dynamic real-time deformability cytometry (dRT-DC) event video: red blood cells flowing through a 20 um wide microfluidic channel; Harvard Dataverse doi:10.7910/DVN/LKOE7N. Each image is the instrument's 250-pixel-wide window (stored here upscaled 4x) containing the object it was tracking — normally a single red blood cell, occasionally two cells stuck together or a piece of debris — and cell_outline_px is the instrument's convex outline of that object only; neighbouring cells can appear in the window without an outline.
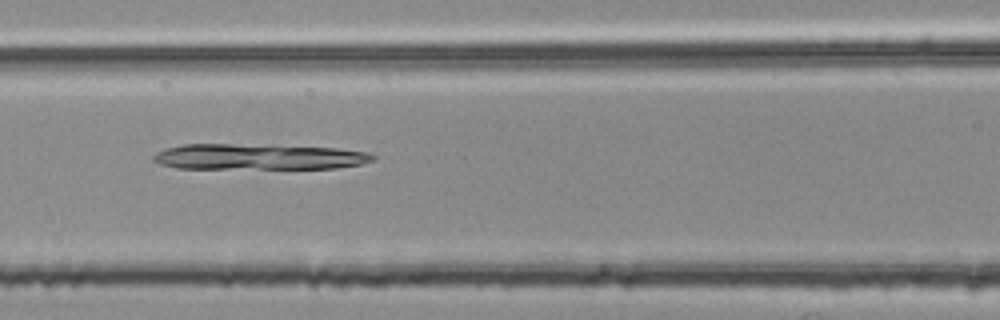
{"species": "common noctule bat (a hibernating species)", "species_latin": "Nyctalus noctula", "temperature_condition": "room temperature", "stored_images_in_passage": 18, "camera_frame_rate_fps": 3000, "um_per_image_px": 0.085, "animal": {"sex": "female", "body_mass_g": 25.1}, "frame": {"image": 1, "passage_image": 18, "time_ms": 5.667, "image_size_px": [1000, 320], "cell_outline_px": [[376, 160], [360, 164], [336, 168], [176, 168], [160, 164], [152, 160], [152, 156], [156, 152], [168, 148], [184, 144], [228, 144], [336, 148], [368, 152], [376, 156]], "centroid_in_image_um": [21.97, 13.33], "position_along_channel_um": 144.6, "area_um2": 32.66}}